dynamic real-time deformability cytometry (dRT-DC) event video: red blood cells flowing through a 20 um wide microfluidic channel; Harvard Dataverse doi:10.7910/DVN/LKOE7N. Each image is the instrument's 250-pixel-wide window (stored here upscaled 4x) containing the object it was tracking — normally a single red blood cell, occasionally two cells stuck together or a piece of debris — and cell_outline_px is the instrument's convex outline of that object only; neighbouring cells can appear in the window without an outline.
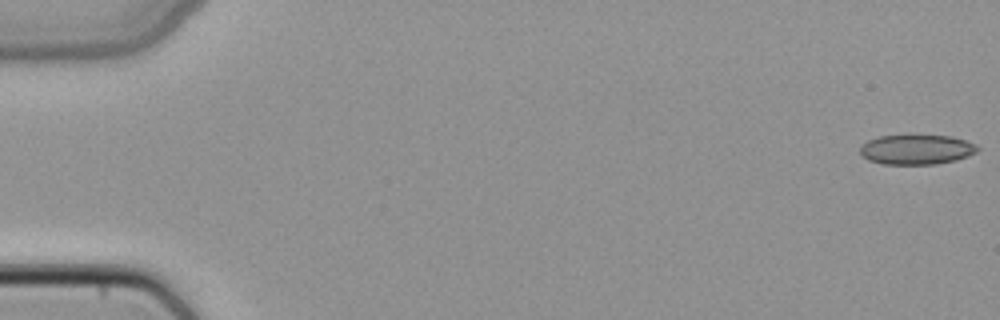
{"species": "common noctule bat (a hibernating species)", "species_latin": "Nyctalus noctula", "temperature_condition": "cold", "stored_images_in_passage": 5, "camera_frame_rate_fps": 3000, "um_per_image_px": 0.085, "animal": {"sex": "female", "body_mass_g": 22.7, "forearm_length_mm": 54.2}, "frame": {"image": 1, "passage_image": 1, "time_ms": 0.0, "image_size_px": [1000, 320], "cell_outline_px": [[980, 148], [976, 152], [968, 156], [956, 160], [936, 164], [884, 164], [868, 160], [860, 156], [860, 144], [868, 140], [880, 136], [952, 136], [976, 144]], "centroid_in_image_um": [77.88, 12.72], "position_along_channel_um": 7.1, "area_um2": 20.4}}
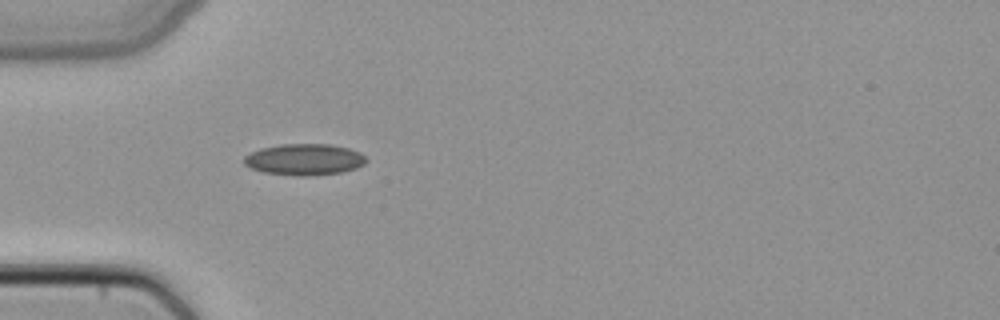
{"frame": {"image": 2, "passage_image": 5, "time_ms": 1.333, "image_size_px": [1000, 320], "cell_outline_px": [[368, 160], [364, 164], [356, 168], [340, 172], [308, 176], [296, 176], [264, 172], [252, 168], [244, 164], [244, 156], [260, 148], [284, 144], [328, 144], [348, 148], [360, 152]], "centroid_in_image_um": [25.88, 13.55], "position_along_channel_um": 59.1, "area_um2": 22.2}}